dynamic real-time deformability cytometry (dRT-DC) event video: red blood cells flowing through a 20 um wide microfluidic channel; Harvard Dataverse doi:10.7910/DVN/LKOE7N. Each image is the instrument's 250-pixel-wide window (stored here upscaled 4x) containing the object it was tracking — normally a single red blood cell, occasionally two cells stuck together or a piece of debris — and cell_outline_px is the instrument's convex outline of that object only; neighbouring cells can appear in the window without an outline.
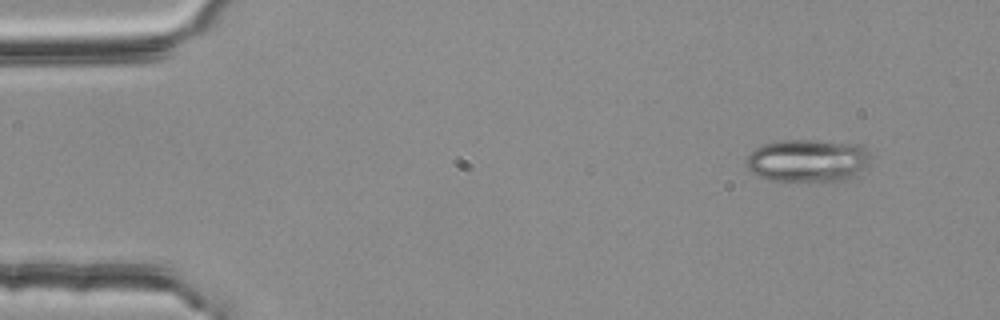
{"species": "common noctule bat (a hibernating species)", "species_latin": "Nyctalus noctula", "temperature_condition": "room temperature", "stored_images_in_passage": 50, "camera_frame_rate_fps": 3000, "um_per_image_px": 0.085, "animal": {"sex": "female", "body_mass_g": 25.1}, "frame": {"image": 1, "passage_image": 1, "time_ms": 0.0, "image_size_px": [1000, 320], "cell_outline_px": [[872, 156], [848, 180], [768, 180], [752, 172], [748, 168], [744, 160], [756, 148], [764, 144], [780, 140], [812, 140], [856, 144], [868, 148]], "centroid_in_image_um": [68.62, 13.62], "position_along_channel_um": 16.4, "area_um2": 30.4}}
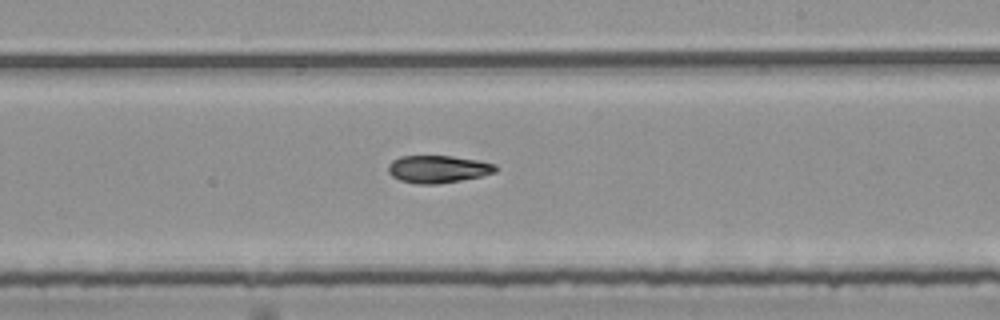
{"frame": {"image": 2, "passage_image": 28, "time_ms": 9.0, "image_size_px": [1000, 320], "cell_outline_px": [[496, 172], [480, 176], [460, 180], [436, 184], [416, 184], [400, 180], [392, 176], [388, 172], [388, 164], [392, 160], [400, 156], [452, 156], [476, 160], [496, 164]], "centroid_in_image_um": [37.19, 14.37], "position_along_channel_um": 251.8, "area_um2": 17.11}}
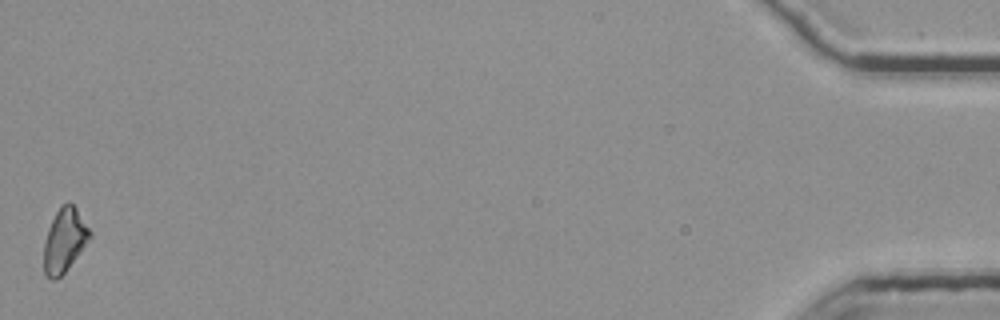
{"frame": {"image": 3, "passage_image": 50, "time_ms": 16.333, "image_size_px": [1000, 320], "cell_outline_px": [[92, 236], [80, 252], [64, 272], [56, 280], [52, 280], [44, 272], [44, 240], [48, 228], [56, 212], [68, 200], [76, 208], [92, 232]], "centroid_in_image_um": [5.48, 20.41], "position_along_channel_um": 429.7, "area_um2": 16.88}}